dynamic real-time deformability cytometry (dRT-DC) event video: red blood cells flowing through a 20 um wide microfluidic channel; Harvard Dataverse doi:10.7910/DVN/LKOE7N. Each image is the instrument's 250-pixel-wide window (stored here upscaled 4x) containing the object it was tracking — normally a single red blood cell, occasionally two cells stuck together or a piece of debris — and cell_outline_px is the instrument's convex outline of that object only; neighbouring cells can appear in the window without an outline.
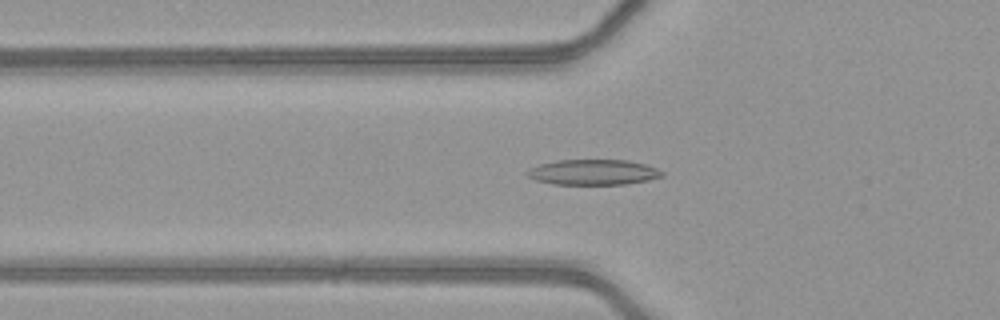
{"species": "common noctule bat (a hibernating species)", "species_latin": "Nyctalus noctula", "temperature_condition": "warm", "stored_images_in_passage": 51, "camera_frame_rate_fps": 3000, "um_per_image_px": 0.085, "animal": {"sex": "female", "body_mass_g": 21.9}, "frame": {"image": 1, "passage_image": 19, "time_ms": 6.0, "image_size_px": [1000, 320], "cell_outline_px": [[664, 176], [648, 180], [628, 184], [552, 184], [536, 180], [528, 176], [524, 172], [540, 164], [556, 160], [628, 160], [644, 164], [656, 168], [664, 172]], "centroid_in_image_um": [50.44, 14.64], "position_along_channel_um": 75.4, "area_um2": 19.94}}
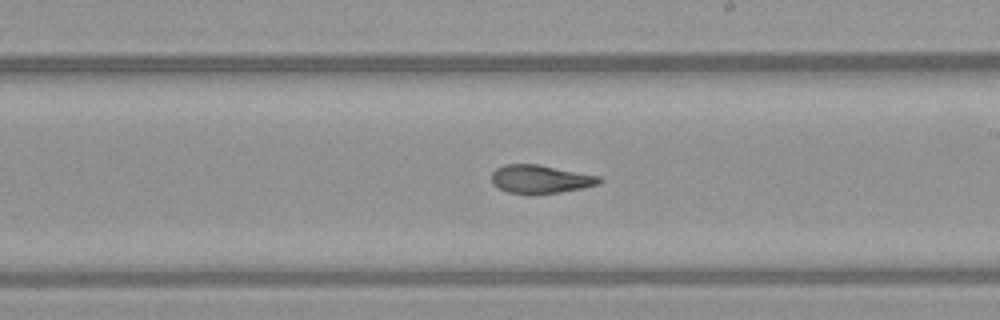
{"frame": {"image": 2, "passage_image": 31, "time_ms": 10.0, "image_size_px": [1000, 320], "cell_outline_px": [[604, 180], [600, 184], [584, 188], [560, 192], [508, 192], [496, 188], [492, 184], [492, 172], [496, 168], [504, 164], [536, 164], [600, 176]], "centroid_in_image_um": [45.95, 15.2], "position_along_channel_um": 243.1, "area_um2": 17.51}}
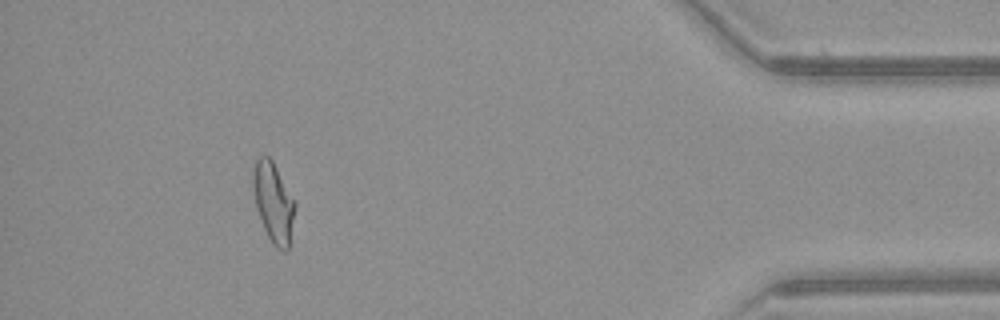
{"frame": {"image": 3, "passage_image": 47, "time_ms": 15.333, "image_size_px": [1000, 320], "cell_outline_px": [[296, 204], [288, 252], [284, 252], [276, 248], [272, 244], [264, 228], [256, 204], [252, 188], [252, 176], [256, 160], [260, 156], [268, 156], [272, 160]], "centroid_in_image_um": [23.24, 17.24], "position_along_channel_um": 412.0, "area_um2": 19.25}, "authors_computed_cell_mechanics": {"area_um2": 19.363, "velocity_mm_per_s": 4.1549, "shape_relaxation_time_tau1_ms": null, "shape_relaxation_time_tau2_ms": 2.197, "deformation_change_tau1": null, "deformation_change_tau2": 0.0935}}